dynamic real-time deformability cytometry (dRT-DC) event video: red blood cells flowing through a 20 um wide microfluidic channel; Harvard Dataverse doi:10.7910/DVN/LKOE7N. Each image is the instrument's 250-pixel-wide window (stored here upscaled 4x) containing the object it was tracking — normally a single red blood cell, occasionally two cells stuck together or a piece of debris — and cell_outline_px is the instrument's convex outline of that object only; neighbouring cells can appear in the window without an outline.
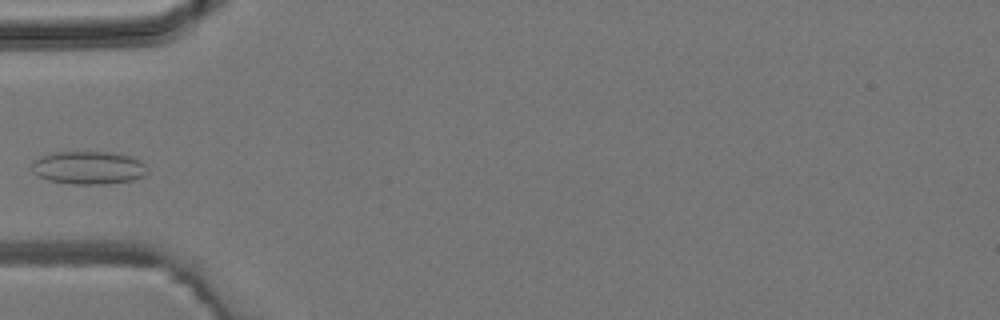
{"species": "common noctule bat (a hibernating species)", "species_latin": "Nyctalus noctula", "temperature_condition": "room temperature", "stored_images_in_passage": 3, "camera_frame_rate_fps": 3000, "um_per_image_px": 0.085, "animal": {"sex": "male", "body_mass_g": 19.2, "forearm_length_mm": 51.8}, "frame": {"image": 1, "passage_image": 3, "time_ms": 2.333, "image_size_px": [1000, 320], "cell_outline_px": [[148, 172], [144, 176], [132, 180], [104, 184], [72, 184], [48, 180], [32, 172], [32, 164], [40, 156], [56, 152], [112, 152], [132, 156], [140, 160], [144, 164]], "centroid_in_image_um": [7.55, 14.25], "position_along_channel_um": 77.5, "area_um2": 22.25}}